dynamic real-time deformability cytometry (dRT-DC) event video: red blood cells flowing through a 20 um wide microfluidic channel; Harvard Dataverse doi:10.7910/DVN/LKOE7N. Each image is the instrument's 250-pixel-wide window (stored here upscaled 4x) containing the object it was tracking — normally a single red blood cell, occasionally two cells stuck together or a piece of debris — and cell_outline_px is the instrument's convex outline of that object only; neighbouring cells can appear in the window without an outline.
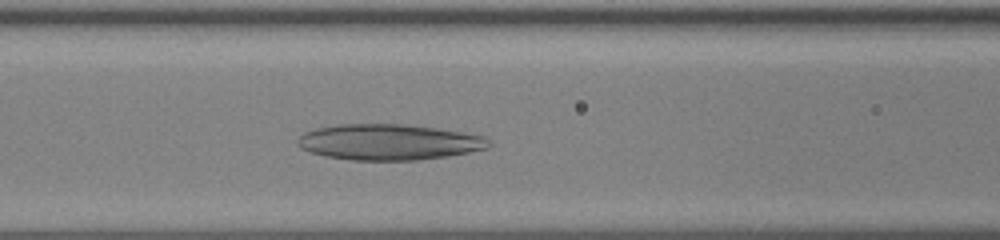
{"species": "human", "species_latin": "Homo sapiens", "temperature_condition": "warm", "stored_images_in_passage": 36, "camera_frame_rate_fps": 3000, "um_per_image_px": 0.085, "donor": {"sex": "male"}, "frame": {"image": 1, "passage_image": 13, "time_ms": 4.0, "image_size_px": [1000, 240], "cell_outline_px": [[492, 144], [488, 148], [448, 156], [420, 160], [352, 160], [328, 156], [312, 152], [300, 148], [296, 144], [296, 140], [304, 132], [316, 128], [340, 124], [404, 124], [436, 128], [484, 136]], "centroid_in_image_um": [33.04, 12.07], "position_along_channel_um": 133.6, "area_um2": 39.82}}
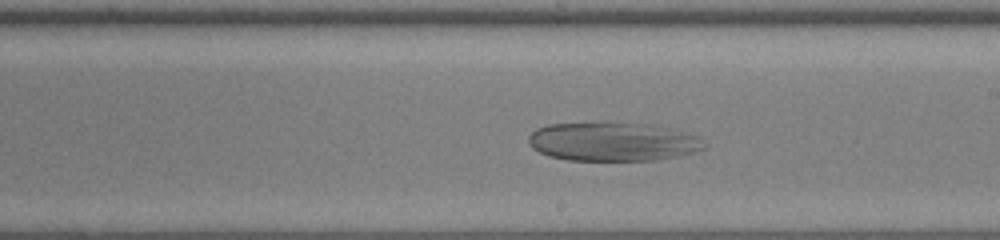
{"frame": {"image": 2, "passage_image": 21, "time_ms": 6.667, "image_size_px": [1000, 240], "cell_outline_px": [[704, 148], [692, 152], [660, 160], [568, 160], [548, 156], [532, 148], [528, 140], [528, 136], [536, 128], [548, 124], [652, 124], [672, 128], [700, 136]], "centroid_in_image_um": [52.09, 12.06], "position_along_channel_um": 236.9, "area_um2": 39.25}}
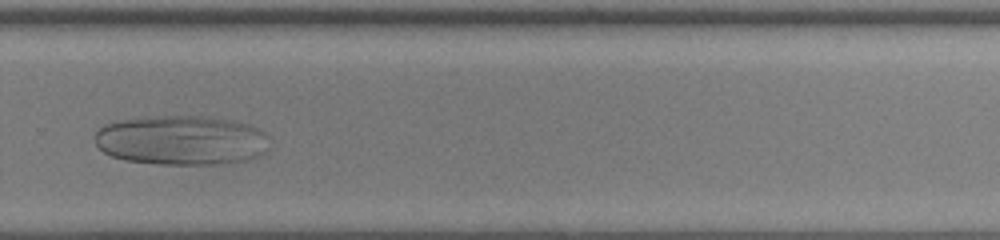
{"frame": {"image": 3, "passage_image": 27, "time_ms": 8.667, "image_size_px": [1000, 240], "cell_outline_px": [[268, 148], [264, 152], [248, 160], [212, 164], [156, 164], [124, 160], [112, 156], [104, 152], [96, 144], [96, 132], [104, 124], [116, 120], [148, 116], [204, 116], [236, 120], [260, 128], [268, 136]], "centroid_in_image_um": [15.42, 11.9], "position_along_channel_um": 314.4, "area_um2": 50.86}}